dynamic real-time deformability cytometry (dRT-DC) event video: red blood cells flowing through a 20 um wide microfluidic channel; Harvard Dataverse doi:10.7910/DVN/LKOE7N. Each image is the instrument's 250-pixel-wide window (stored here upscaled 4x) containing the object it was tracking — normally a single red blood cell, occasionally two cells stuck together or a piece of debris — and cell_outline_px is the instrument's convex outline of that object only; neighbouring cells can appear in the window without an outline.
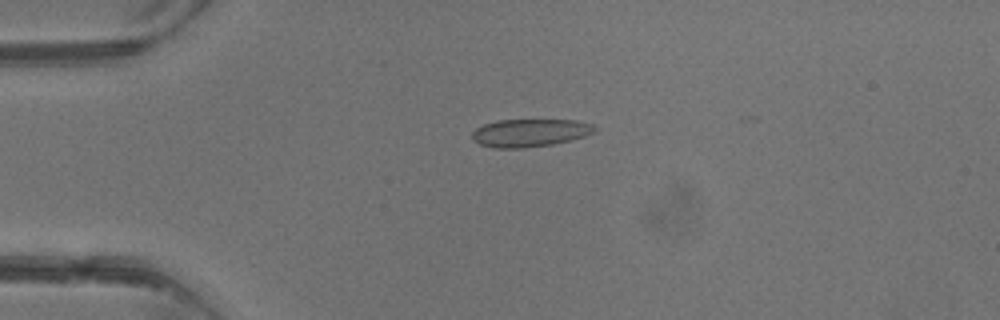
{"species": "common noctule bat (a hibernating species)", "species_latin": "Nyctalus noctula", "temperature_condition": "warm", "stored_images_in_passage": 1, "camera_frame_rate_fps": 3000, "um_per_image_px": 0.085, "animal": {"sex": "male", "body_mass_g": 13.3}, "frame": {"image": 1, "passage_image": 1, "time_ms": 0.0, "image_size_px": [1000, 320], "cell_outline_px": [[600, 128], [584, 136], [552, 144], [524, 148], [492, 148], [480, 144], [472, 136], [472, 132], [476, 128], [484, 124], [496, 120], [576, 120], [592, 124]], "centroid_in_image_um": [45.04, 11.28], "position_along_channel_um": 40.0, "area_um2": 19.77}}